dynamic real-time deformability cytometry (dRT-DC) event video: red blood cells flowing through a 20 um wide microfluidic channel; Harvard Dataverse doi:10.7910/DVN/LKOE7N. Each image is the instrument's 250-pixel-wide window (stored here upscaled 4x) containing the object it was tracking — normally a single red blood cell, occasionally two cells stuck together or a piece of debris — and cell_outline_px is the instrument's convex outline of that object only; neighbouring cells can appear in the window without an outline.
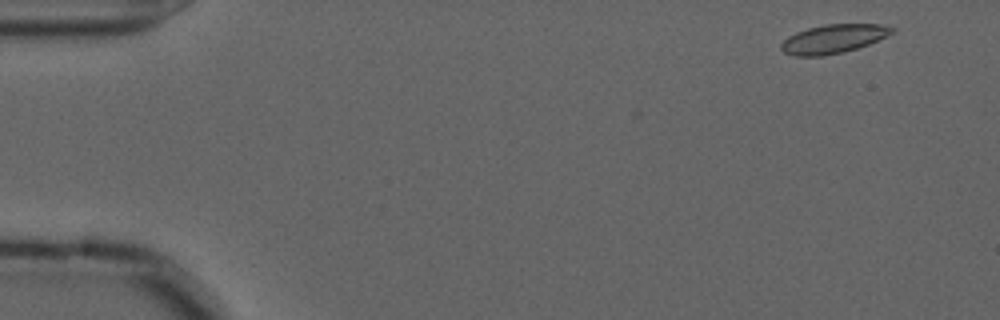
{"species": "common noctule bat (a hibernating species)", "species_latin": "Nyctalus noctula", "temperature_condition": "cold", "stored_images_in_passage": 17, "camera_frame_rate_fps": 3000, "um_per_image_px": 0.085, "animal": {"sex": "male", "forearm_length_mm": 52.5}, "frame": {"image": 1, "passage_image": 3, "time_ms": 0.667, "image_size_px": [1000, 320], "cell_outline_px": [[896, 32], [868, 44], [856, 48], [840, 52], [820, 56], [792, 56], [784, 52], [780, 48], [780, 44], [788, 36], [796, 32], [808, 28], [824, 24], [884, 24], [896, 28]], "centroid_in_image_um": [70.84, 3.29], "position_along_channel_um": 14.2, "area_um2": 18.61}}
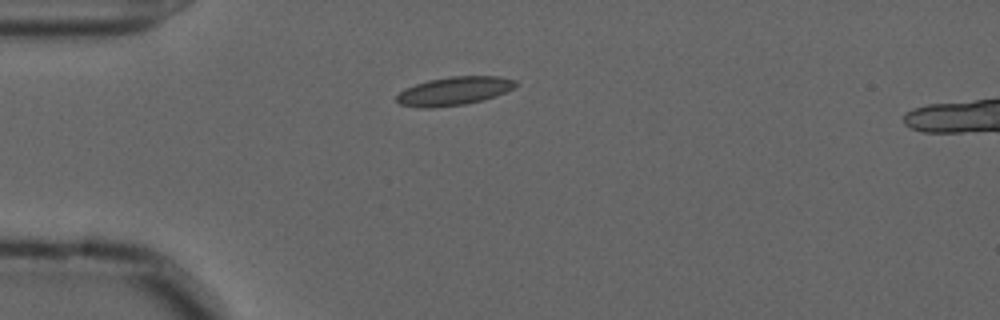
{"frame": {"image": 2, "passage_image": 14, "time_ms": 4.333, "image_size_px": [1000, 320], "cell_outline_px": [[520, 84], [496, 96], [484, 100], [464, 104], [432, 108], [420, 108], [400, 104], [396, 100], [396, 96], [404, 88], [428, 80], [452, 76], [500, 76], [516, 80]], "centroid_in_image_um": [38.61, 7.73], "position_along_channel_um": 46.4, "area_um2": 19.83}}